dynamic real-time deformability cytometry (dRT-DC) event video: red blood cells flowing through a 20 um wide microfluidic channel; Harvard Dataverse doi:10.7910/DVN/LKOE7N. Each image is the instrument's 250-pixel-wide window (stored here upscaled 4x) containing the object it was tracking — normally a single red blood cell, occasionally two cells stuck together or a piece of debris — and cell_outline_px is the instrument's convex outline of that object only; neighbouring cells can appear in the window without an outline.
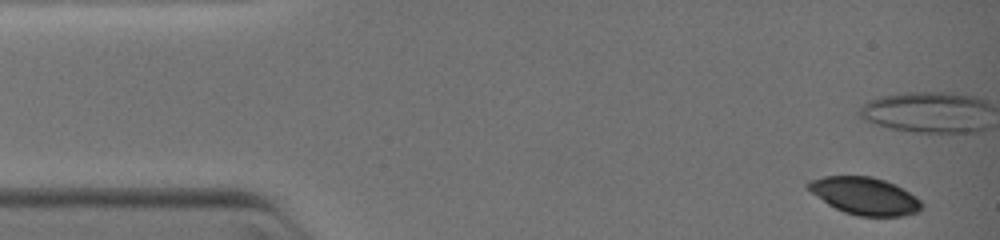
{"species": "common noctule bat (a hibernating species)", "species_latin": "Nyctalus noctula", "temperature_condition": "warm", "stored_images_in_passage": 12, "camera_frame_rate_fps": 3000, "um_per_image_px": 0.085, "animal": {"sex": "female", "body_mass_g": 19.0, "forearm_length_mm": 51.5}, "frame": {"image": 1, "passage_image": 1, "time_ms": 0.0, "image_size_px": [1000, 240], "cell_outline_px": [[924, 204], [920, 212], [904, 216], [860, 216], [844, 212], [828, 204], [812, 192], [804, 184], [808, 180], [824, 176], [872, 176], [884, 180], [916, 196]], "centroid_in_image_um": [73.51, 16.66], "position_along_channel_um": 11.5, "area_um2": 24.62}}
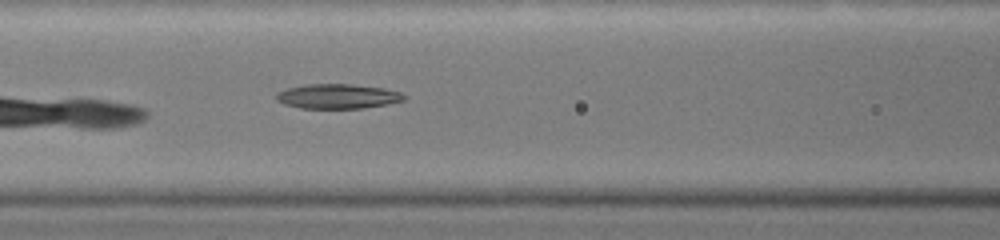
{"frame": {"image": 2, "passage_image": 9, "time_ms": 5.333, "image_size_px": [1000, 240], "cell_outline_px": [[404, 100], [388, 104], [364, 108], [300, 108], [284, 104], [276, 100], [276, 92], [288, 88], [304, 84], [352, 84], [384, 88], [400, 92], [404, 96]], "centroid_in_image_um": [28.67, 8.18], "position_along_channel_um": 137.9, "area_um2": 18.38}}
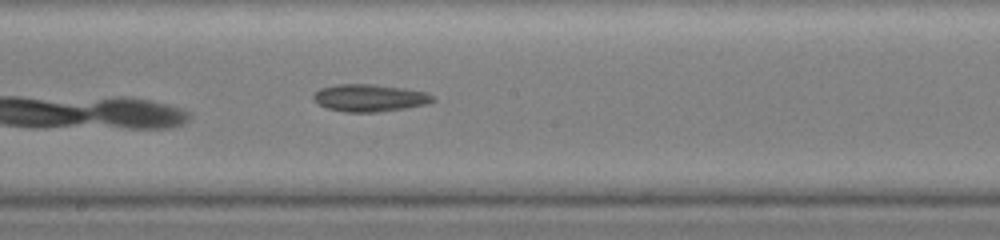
{"frame": {"image": 3, "passage_image": 12, "time_ms": 7.0, "image_size_px": [1000, 240], "cell_outline_px": [[436, 100], [428, 104], [408, 108], [380, 112], [344, 112], [328, 108], [316, 104], [312, 100], [312, 96], [320, 88], [336, 84], [376, 84], [404, 88], [428, 92]], "centroid_in_image_um": [31.42, 8.32], "position_along_channel_um": 216.8, "area_um2": 19.36}}